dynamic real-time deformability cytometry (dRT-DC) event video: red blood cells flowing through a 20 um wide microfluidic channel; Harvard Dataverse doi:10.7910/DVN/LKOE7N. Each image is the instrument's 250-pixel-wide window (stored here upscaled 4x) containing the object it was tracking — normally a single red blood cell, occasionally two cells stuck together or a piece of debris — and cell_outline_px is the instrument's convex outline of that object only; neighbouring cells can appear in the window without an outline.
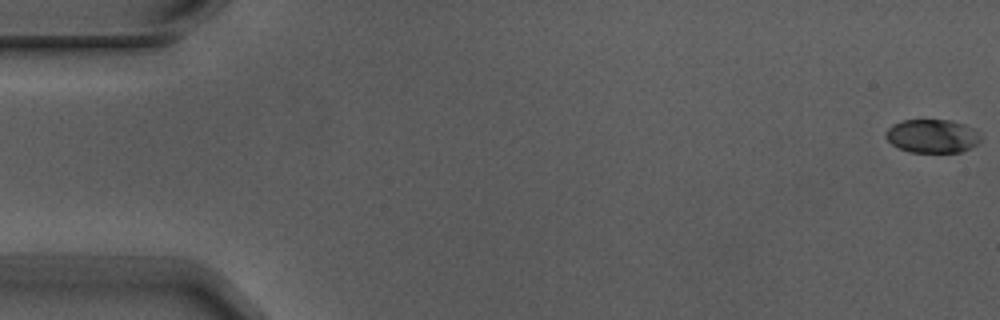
{"species": "Egyptian fruit bat (a non-hibernating species)", "species_latin": "Rousettus aegyptiacus", "temperature_condition": "warm", "stored_images_in_passage": 6, "camera_frame_rate_fps": 3000, "um_per_image_px": 0.085, "animal": {"sex": "male"}, "frame": {"image": 1, "passage_image": 1, "time_ms": 0.0, "image_size_px": [1000, 320], "cell_outline_px": [[980, 140], [976, 144], [960, 152], [908, 152], [892, 144], [884, 136], [884, 132], [892, 124], [904, 120], [952, 120], [964, 124], [980, 132]], "centroid_in_image_um": [79.22, 11.56], "position_along_channel_um": 5.8, "area_um2": 18.55}}
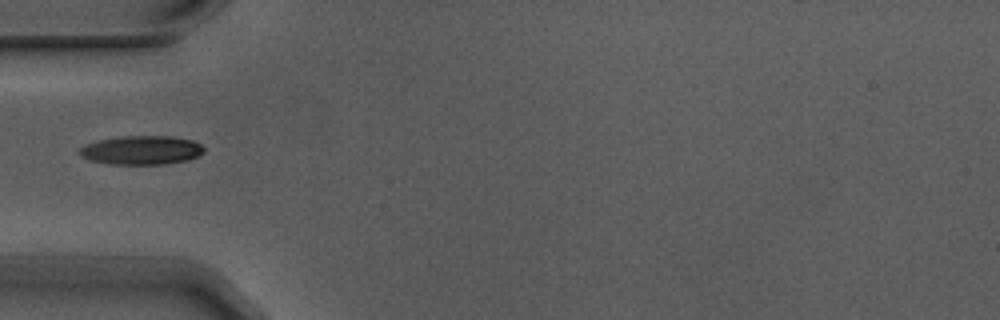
{"frame": {"image": 2, "passage_image": 6, "time_ms": 1.667, "image_size_px": [1000, 320], "cell_outline_px": [[204, 152], [200, 156], [188, 160], [164, 164], [108, 164], [92, 160], [80, 156], [80, 148], [84, 144], [96, 140], [124, 136], [172, 136], [192, 140], [200, 144], [204, 148]], "centroid_in_image_um": [12.04, 12.76], "position_along_channel_um": 73.0, "area_um2": 21.04}}